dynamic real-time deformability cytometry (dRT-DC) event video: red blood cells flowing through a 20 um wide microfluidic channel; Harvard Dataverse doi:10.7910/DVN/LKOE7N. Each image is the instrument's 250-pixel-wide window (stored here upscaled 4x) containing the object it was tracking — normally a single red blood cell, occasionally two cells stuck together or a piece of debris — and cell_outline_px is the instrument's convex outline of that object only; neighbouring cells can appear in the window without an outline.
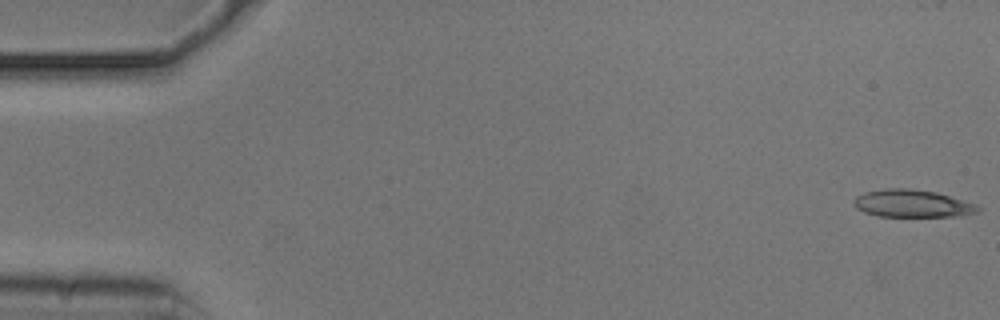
{"species": "common noctule bat (a hibernating species)", "species_latin": "Nyctalus noctula", "temperature_condition": "cold", "stored_images_in_passage": 49, "camera_frame_rate_fps": 3000, "um_per_image_px": 0.085, "animal": {"sex": "male", "body_mass_g": 20.5, "forearm_length_mm": 52.5}, "frame": {"image": 1, "passage_image": 1, "time_ms": 0.0, "image_size_px": [1000, 320], "cell_outline_px": [[980, 212], [964, 216], [876, 216], [864, 212], [856, 208], [852, 204], [856, 196], [864, 192], [884, 188], [908, 188], [936, 192], [976, 204], [980, 208]], "centroid_in_image_um": [77.53, 17.3], "position_along_channel_um": 7.5, "area_um2": 20.06}}
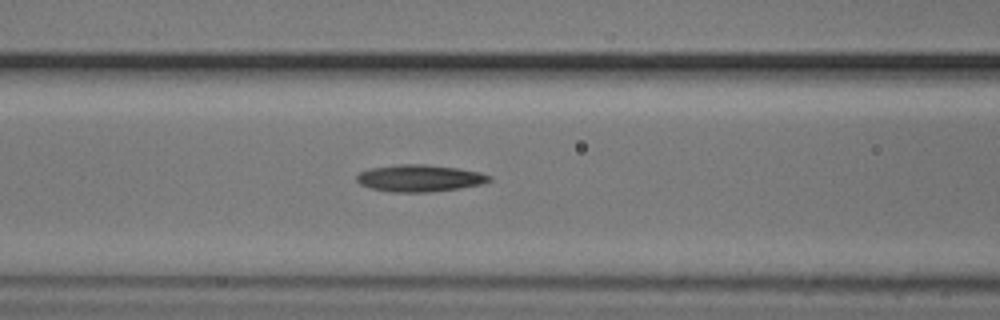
{"frame": {"image": 2, "passage_image": 22, "time_ms": 7.0, "image_size_px": [1000, 320], "cell_outline_px": [[492, 180], [484, 184], [460, 188], [428, 192], [392, 192], [372, 188], [360, 184], [356, 180], [356, 176], [360, 172], [368, 168], [400, 164], [428, 164], [460, 168], [480, 172], [492, 176]], "centroid_in_image_um": [35.7, 15.13], "position_along_channel_um": 130.9, "area_um2": 21.04}}
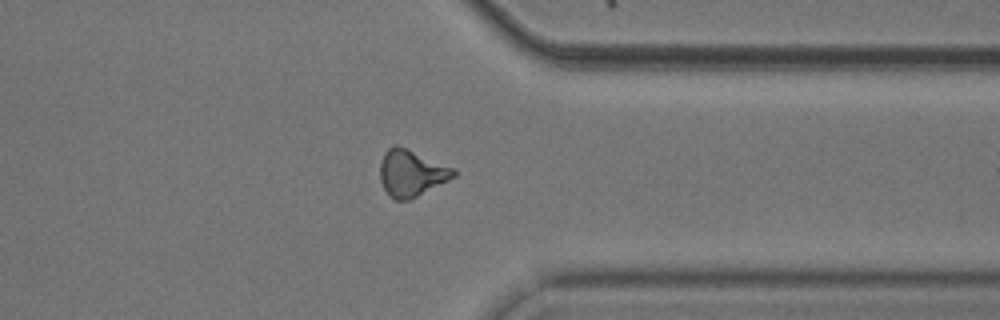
{"frame": {"image": 3, "passage_image": 42, "time_ms": 13.667, "image_size_px": [1000, 320], "cell_outline_px": [[456, 176], [408, 200], [396, 200], [384, 188], [380, 180], [380, 160], [384, 152], [388, 148], [396, 144], [452, 168], [456, 172]], "centroid_in_image_um": [34.92, 14.7], "position_along_channel_um": 376.5, "area_um2": 19.36}, "authors_computed_cell_mechanics": {"area_um2": 20.1144, "velocity_mm_per_s": 3.7474, "shape_relaxation_time_tau1_ms": 4.8597, "shape_relaxation_time_tau2_ms": null, "deformation_change_tau1": 0.1456, "deformation_change_tau2": null}}